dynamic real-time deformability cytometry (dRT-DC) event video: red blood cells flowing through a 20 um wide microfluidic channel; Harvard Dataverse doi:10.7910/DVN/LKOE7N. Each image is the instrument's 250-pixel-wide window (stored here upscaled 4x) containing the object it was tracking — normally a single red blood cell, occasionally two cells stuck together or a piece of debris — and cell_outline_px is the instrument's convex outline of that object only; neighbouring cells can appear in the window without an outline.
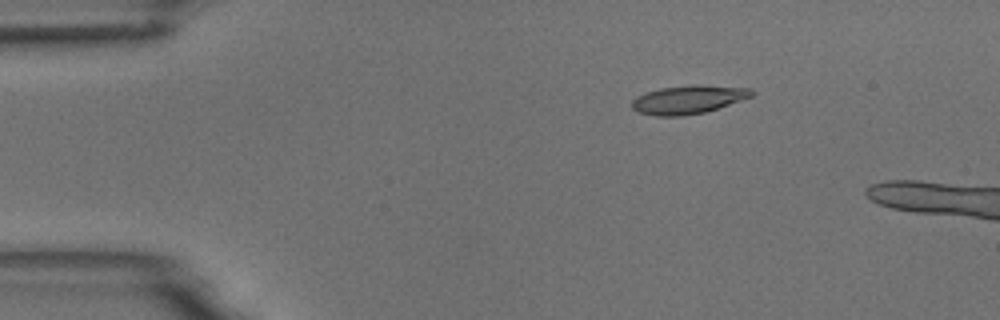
{"species": "common noctule bat (a hibernating species)", "species_latin": "Nyctalus noctula", "temperature_condition": "room temperature", "stored_images_in_passage": 5, "camera_frame_rate_fps": 3000, "um_per_image_px": 0.085, "animal": {"sex": "male", "body_mass_g": 18.8}, "frame": {"image": 1, "passage_image": 2, "time_ms": 2.333, "image_size_px": [1000, 320], "cell_outline_px": [[756, 92], [752, 96], [704, 112], [680, 116], [656, 116], [636, 112], [632, 108], [632, 100], [636, 96], [660, 88], [700, 84], [752, 88]], "centroid_in_image_um": [58.49, 8.45], "position_along_channel_um": 26.5, "area_um2": 19.77}}